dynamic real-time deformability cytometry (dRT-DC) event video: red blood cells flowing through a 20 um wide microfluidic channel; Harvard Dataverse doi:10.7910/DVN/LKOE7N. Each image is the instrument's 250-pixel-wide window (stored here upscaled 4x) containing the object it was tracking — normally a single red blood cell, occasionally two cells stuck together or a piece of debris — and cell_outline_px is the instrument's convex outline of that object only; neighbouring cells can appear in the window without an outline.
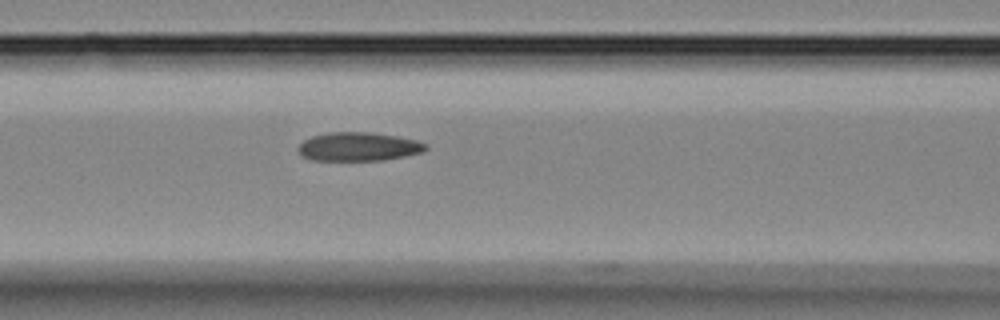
{"species": "Egyptian fruit bat (a non-hibernating species)", "species_latin": "Rousettus aegyptiacus", "temperature_condition": "room temperature", "stored_images_in_passage": 22, "camera_frame_rate_fps": 3000, "um_per_image_px": 0.085, "animal": {"sex": "female"}, "frame": {"image": 1, "passage_image": 10, "time_ms": 3.0, "image_size_px": [1000, 320], "cell_outline_px": [[428, 148], [424, 152], [384, 160], [312, 160], [300, 156], [296, 148], [304, 140], [312, 136], [328, 132], [372, 132], [396, 136], [416, 140], [428, 144]], "centroid_in_image_um": [30.46, 12.46], "position_along_channel_um": 136.1, "area_um2": 21.5}}
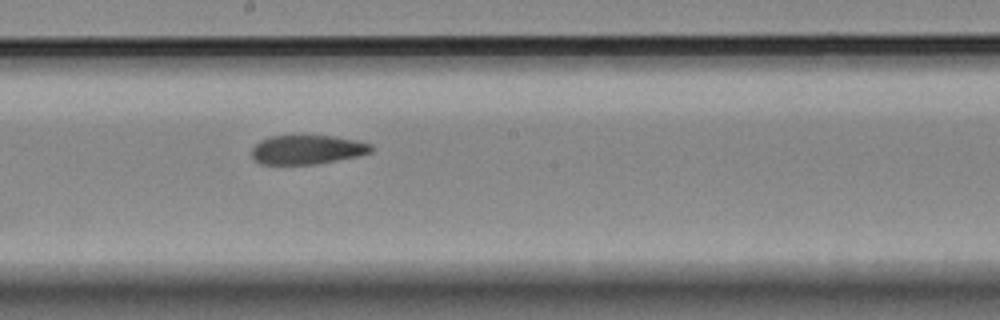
{"frame": {"image": 2, "passage_image": 15, "time_ms": 4.667, "image_size_px": [1000, 320], "cell_outline_px": [[376, 148], [372, 152], [360, 156], [316, 164], [260, 164], [252, 156], [252, 148], [260, 140], [272, 136], [332, 136], [356, 140], [372, 144]], "centroid_in_image_um": [26.17, 12.72], "position_along_channel_um": 222.0, "area_um2": 20.35}}
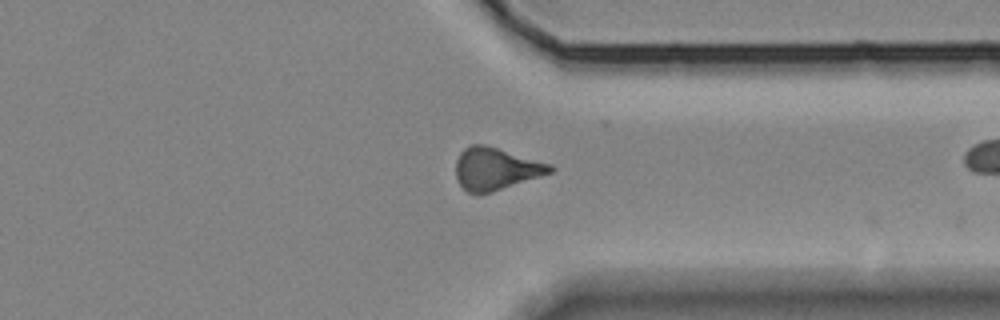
{"frame": {"image": 3, "passage_image": 21, "time_ms": 6.667, "image_size_px": [1000, 320], "cell_outline_px": [[556, 168], [552, 172], [492, 192], [468, 192], [456, 180], [456, 160], [460, 152], [464, 148], [472, 144], [484, 144], [552, 164]], "centroid_in_image_um": [42.14, 14.32], "position_along_channel_um": 369.3, "area_um2": 23.0}}